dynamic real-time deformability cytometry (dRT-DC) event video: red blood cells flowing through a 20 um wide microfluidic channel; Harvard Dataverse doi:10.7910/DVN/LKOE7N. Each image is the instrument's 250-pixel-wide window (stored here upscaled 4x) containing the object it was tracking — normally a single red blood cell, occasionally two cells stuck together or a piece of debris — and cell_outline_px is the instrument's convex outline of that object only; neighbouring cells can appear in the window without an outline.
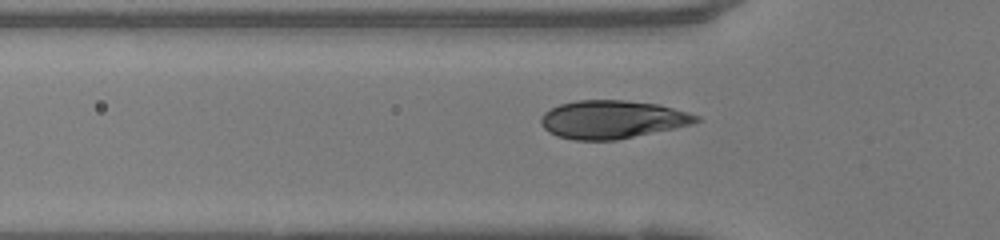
{"species": "human", "species_latin": "Homo sapiens", "temperature_condition": "warm", "stored_images_in_passage": 35, "camera_frame_rate_fps": 3000, "um_per_image_px": 0.085, "donor": {"sex": "female"}, "frame": {"image": 1, "passage_image": 8, "time_ms": 2.333, "image_size_px": [1000, 240], "cell_outline_px": [[704, 120], [692, 124], [676, 128], [616, 140], [576, 140], [556, 136], [548, 132], [540, 124], [540, 116], [544, 112], [560, 104], [576, 100], [624, 100], [660, 104], [688, 112], [700, 116]], "centroid_in_image_um": [52.06, 10.15], "position_along_channel_um": 73.7, "area_um2": 34.85}}
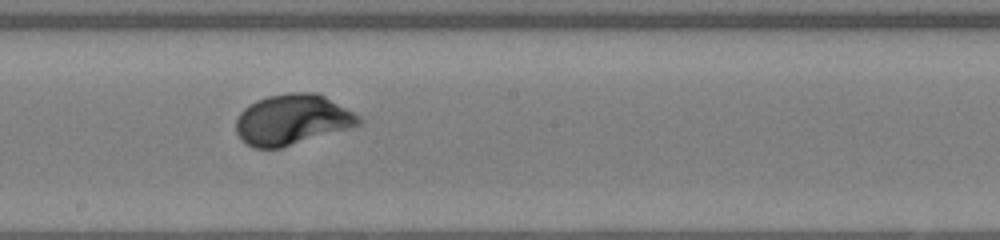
{"frame": {"image": 2, "passage_image": 19, "time_ms": 6.0, "image_size_px": [1000, 240], "cell_outline_px": [[364, 120], [360, 124], [352, 128], [280, 148], [252, 148], [240, 140], [236, 132], [236, 120], [240, 112], [248, 104], [256, 100], [268, 96], [288, 92], [316, 92], [324, 96], [360, 116]], "centroid_in_image_um": [24.82, 10.18], "position_along_channel_um": 223.4, "area_um2": 36.36}}
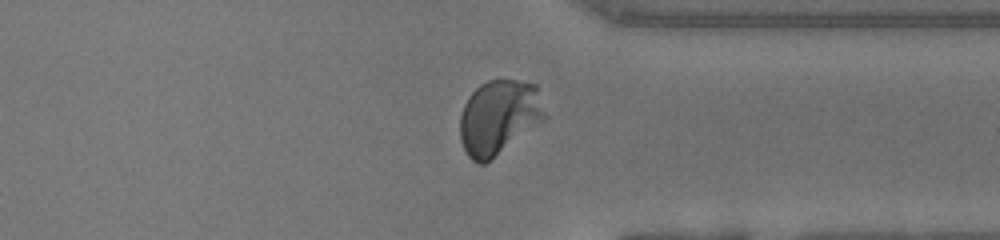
{"frame": {"image": 3, "passage_image": 30, "time_ms": 9.667, "image_size_px": [1000, 240], "cell_outline_px": [[548, 116], [544, 120], [484, 164], [476, 164], [468, 156], [460, 140], [460, 116], [464, 104], [468, 96], [480, 84], [488, 80], [516, 80], [536, 84]], "centroid_in_image_um": [42.4, 9.95], "position_along_channel_um": 369.0, "area_um2": 36.93}, "authors_computed_cell_mechanics": {"area_um2": 35.0268, "velocity_mm_per_s": 4.0586, "shape_relaxation_time_tau1_ms": 1.997, "shape_relaxation_time_tau2_ms": null, "deformation_change_tau1": 0.151, "deformation_change_tau2": null}}